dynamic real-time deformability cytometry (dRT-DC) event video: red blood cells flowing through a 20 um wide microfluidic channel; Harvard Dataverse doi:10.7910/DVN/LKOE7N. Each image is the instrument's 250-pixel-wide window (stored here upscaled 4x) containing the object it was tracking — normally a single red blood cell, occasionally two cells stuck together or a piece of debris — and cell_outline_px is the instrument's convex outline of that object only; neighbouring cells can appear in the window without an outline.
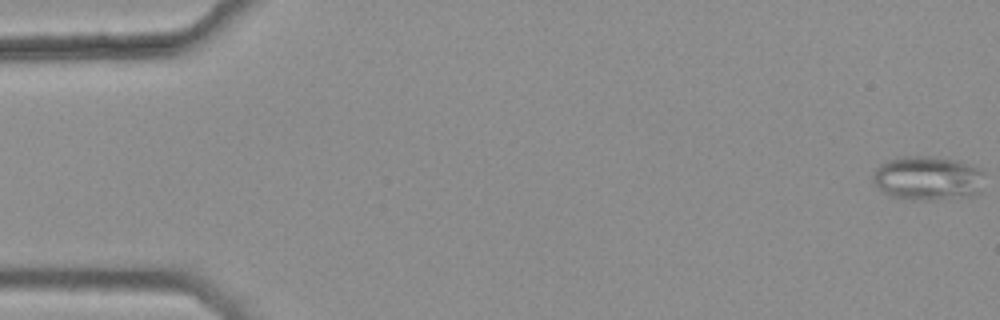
{"species": "common noctule bat (a hibernating species)", "species_latin": "Nyctalus noctula", "temperature_condition": "warm", "stored_images_in_passage": 47, "camera_frame_rate_fps": 3000, "um_per_image_px": 0.085, "animal": {"sex": "female", "body_mass_g": 25.1}, "frame": {"image": 1, "passage_image": 1, "time_ms": 0.0, "image_size_px": [1000, 320], "cell_outline_px": [[984, 172], [980, 192], [972, 196], [932, 200], [920, 200], [892, 196], [884, 192], [872, 180], [872, 172], [880, 164], [888, 160], [900, 156], [928, 156], [956, 160], [980, 168]], "centroid_in_image_um": [78.86, 15.14], "position_along_channel_um": 6.1, "area_um2": 28.78}}
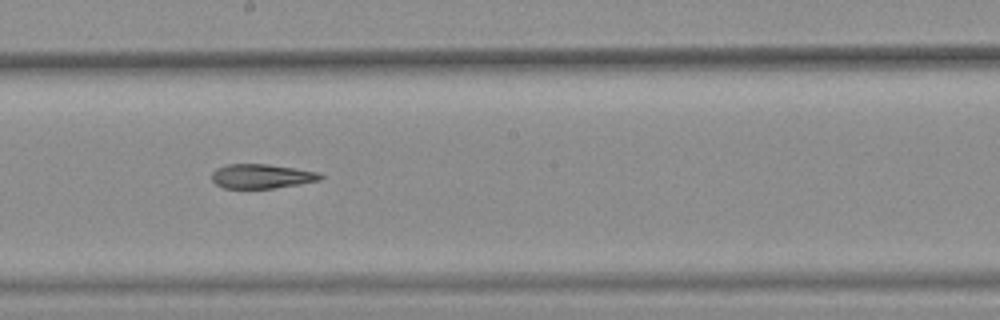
{"frame": {"image": 2, "passage_image": 30, "time_ms": 9.667, "image_size_px": [1000, 320], "cell_outline_px": [[324, 176], [320, 180], [300, 184], [272, 188], [224, 188], [216, 184], [212, 180], [212, 172], [216, 168], [228, 164], [268, 164], [296, 168], [320, 172]], "centroid_in_image_um": [22.26, 14.97], "position_along_channel_um": 225.9, "area_um2": 15.49}}
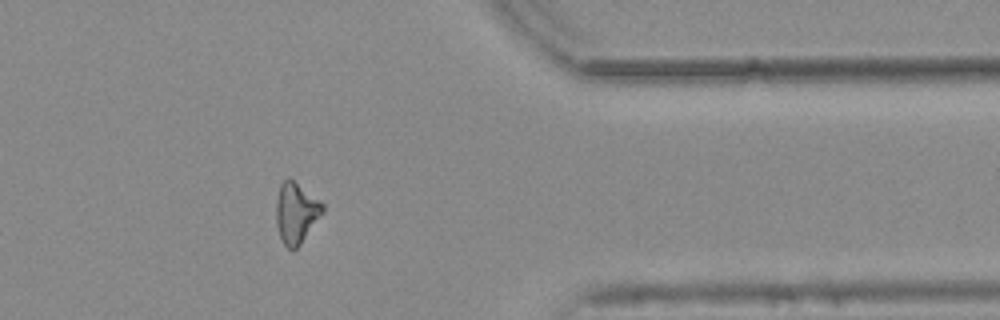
{"frame": {"image": 3, "passage_image": 44, "time_ms": 14.333, "image_size_px": [1000, 320], "cell_outline_px": [[324, 212], [300, 244], [296, 248], [288, 248], [284, 244], [280, 236], [276, 224], [276, 200], [280, 184], [288, 176], [324, 204]], "centroid_in_image_um": [25.16, 18.07], "position_along_channel_um": 386.2, "area_um2": 16.3}}